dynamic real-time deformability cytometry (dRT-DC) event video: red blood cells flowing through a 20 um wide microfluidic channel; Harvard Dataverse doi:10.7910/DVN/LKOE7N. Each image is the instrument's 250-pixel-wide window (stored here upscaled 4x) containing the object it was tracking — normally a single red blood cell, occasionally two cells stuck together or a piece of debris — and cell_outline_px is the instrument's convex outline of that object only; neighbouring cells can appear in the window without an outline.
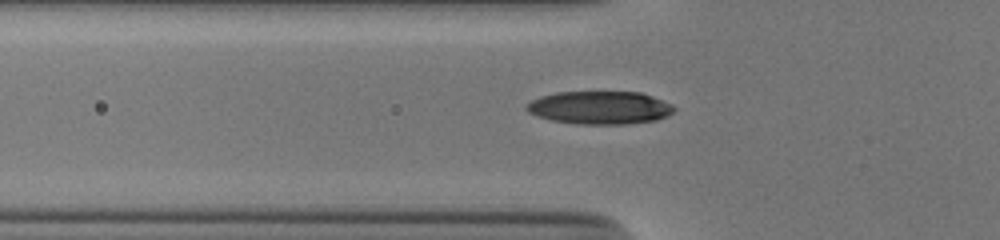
{"species": "human", "species_latin": "Homo sapiens", "temperature_condition": "cold", "stored_images_in_passage": 41, "camera_frame_rate_fps": 3000, "um_per_image_px": 0.085, "donor": {"sex": "male"}, "frame": {"image": 1, "passage_image": 10, "time_ms": 3.0, "image_size_px": [1000, 240], "cell_outline_px": [[676, 108], [668, 116], [656, 120], [628, 124], [576, 124], [552, 120], [528, 112], [524, 108], [532, 100], [540, 96], [556, 92], [640, 92], [652, 96], [672, 104]], "centroid_in_image_um": [51.0, 9.15], "position_along_channel_um": 74.8, "area_um2": 28.38}}
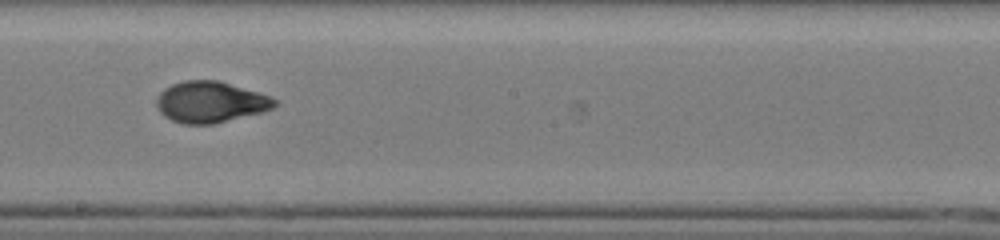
{"frame": {"image": 2, "passage_image": 22, "time_ms": 7.0, "image_size_px": [1000, 240], "cell_outline_px": [[276, 104], [272, 108], [264, 112], [212, 124], [184, 124], [172, 120], [164, 116], [160, 112], [156, 104], [156, 100], [160, 92], [164, 88], [172, 84], [184, 80], [220, 80], [272, 96], [276, 100]], "centroid_in_image_um": [17.9, 8.66], "position_along_channel_um": 230.3, "area_um2": 28.5}}
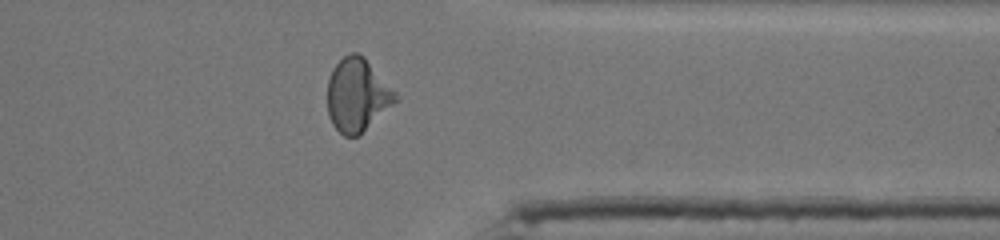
{"frame": {"image": 3, "passage_image": 34, "time_ms": 11.0, "image_size_px": [1000, 240], "cell_outline_px": [[400, 100], [360, 136], [344, 136], [332, 124], [328, 116], [328, 80], [332, 68], [344, 56], [352, 52], [356, 52], [364, 56], [400, 96]], "centroid_in_image_um": [30.41, 8.1], "position_along_channel_um": 381.0, "area_um2": 29.54}, "authors_computed_cell_mechanics": {"area_um2": 28.2642, "velocity_mm_per_s": 3.8866, "shape_relaxation_time_tau1_ms": 4.5116, "shape_relaxation_time_tau2_ms": 0.9976, "deformation_change_tau1": 0.1755, "deformation_change_tau2": 0.0536}}